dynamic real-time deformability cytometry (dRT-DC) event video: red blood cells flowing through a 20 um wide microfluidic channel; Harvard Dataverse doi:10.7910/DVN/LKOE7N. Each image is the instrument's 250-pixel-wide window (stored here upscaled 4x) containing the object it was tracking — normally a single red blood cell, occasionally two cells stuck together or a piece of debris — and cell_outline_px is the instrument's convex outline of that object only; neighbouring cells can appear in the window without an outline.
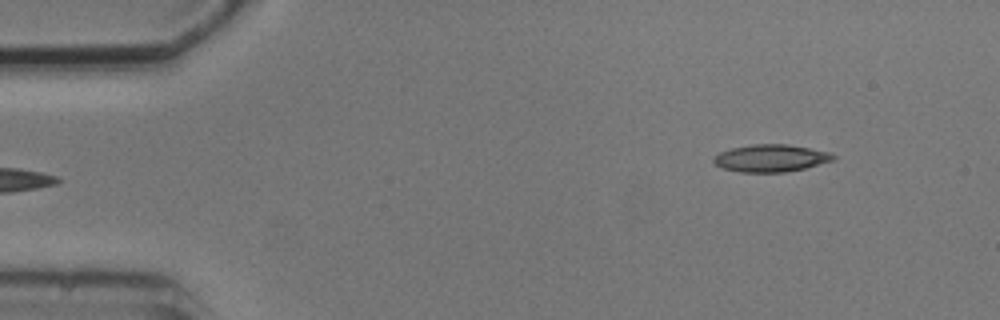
{"species": "common noctule bat (a hibernating species)", "species_latin": "Nyctalus noctula", "temperature_condition": "cold", "stored_images_in_passage": 6, "segment_of_instrument_passage": [2, 2], "camera_frame_rate_fps": 3000, "um_per_image_px": 0.085, "animal": {"sex": "male", "body_mass_g": 20.5, "forearm_length_mm": 52.5}, "frame": {"image": 1, "passage_image": 6, "time_ms": 5.667, "image_size_px": [1000, 320], "cell_outline_px": [[836, 156], [832, 160], [804, 168], [784, 172], [740, 172], [724, 168], [716, 164], [712, 160], [720, 152], [732, 148], [752, 144], [788, 144], [828, 152]], "centroid_in_image_um": [65.5, 13.44], "position_along_channel_um": 19.5, "area_um2": 18.67}}